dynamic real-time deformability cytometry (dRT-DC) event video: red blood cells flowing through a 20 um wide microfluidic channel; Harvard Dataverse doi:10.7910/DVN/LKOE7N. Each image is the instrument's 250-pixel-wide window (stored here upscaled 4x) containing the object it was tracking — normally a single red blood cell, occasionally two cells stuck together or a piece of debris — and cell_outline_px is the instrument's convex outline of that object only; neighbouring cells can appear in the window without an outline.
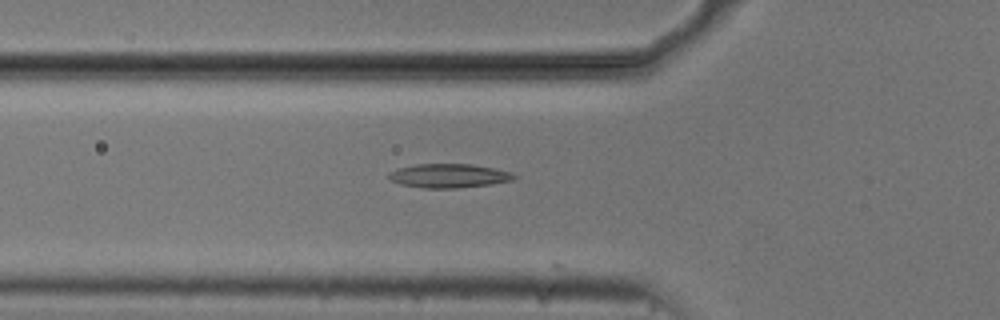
{"species": "common noctule bat (a hibernating species)", "species_latin": "Nyctalus noctula", "temperature_condition": "cold", "stored_images_in_passage": 22, "camera_frame_rate_fps": 3000, "um_per_image_px": 0.085, "animal": {"sex": "male", "body_mass_g": 20.5, "forearm_length_mm": 52.5}, "frame": {"image": 1, "passage_image": 18, "time_ms": 5.667, "image_size_px": [1000, 320], "cell_outline_px": [[520, 176], [512, 180], [492, 184], [460, 188], [420, 188], [400, 184], [392, 180], [388, 176], [388, 172], [400, 168], [416, 164], [472, 164], [512, 172]], "centroid_in_image_um": [38.19, 14.95], "position_along_channel_um": 87.6, "area_um2": 17.57}}
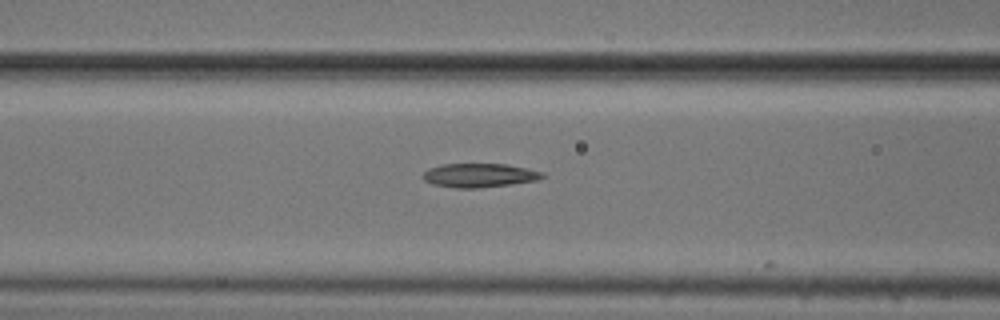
{"frame": {"image": 2, "passage_image": 21, "time_ms": 6.667, "image_size_px": [1000, 320], "cell_outline_px": [[544, 176], [540, 180], [512, 184], [480, 188], [456, 188], [432, 184], [424, 180], [420, 176], [428, 168], [440, 164], [508, 164], [544, 172]], "centroid_in_image_um": [40.73, 14.9], "position_along_channel_um": 125.9, "area_um2": 16.88}}